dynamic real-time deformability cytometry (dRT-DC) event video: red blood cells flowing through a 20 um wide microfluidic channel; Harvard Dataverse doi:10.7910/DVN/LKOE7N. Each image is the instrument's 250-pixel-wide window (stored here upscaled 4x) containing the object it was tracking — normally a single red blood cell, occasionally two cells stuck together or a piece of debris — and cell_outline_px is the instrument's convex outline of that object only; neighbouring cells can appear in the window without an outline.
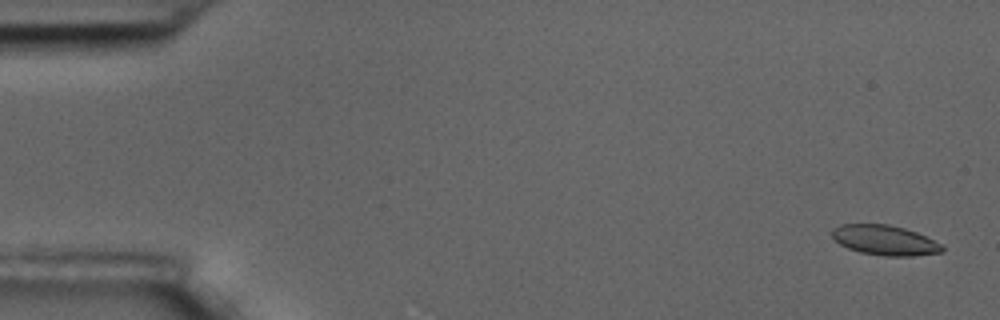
{"species": "common noctule bat (a hibernating species)", "species_latin": "Nyctalus noctula", "temperature_condition": "room temperature", "stored_images_in_passage": 9, "camera_frame_rate_fps": 3000, "um_per_image_px": 0.085, "animal": {"sex": "male", "body_mass_g": 17.5, "forearm_length_mm": 52.3}, "frame": {"image": 1, "passage_image": 1, "time_ms": 0.0, "image_size_px": [1000, 320], "cell_outline_px": [[944, 252], [912, 256], [884, 256], [860, 252], [848, 248], [840, 244], [832, 236], [832, 228], [840, 224], [888, 224], [904, 228], [916, 232], [944, 244]], "centroid_in_image_um": [75.24, 20.42], "position_along_channel_um": 9.8, "area_um2": 19.36}}
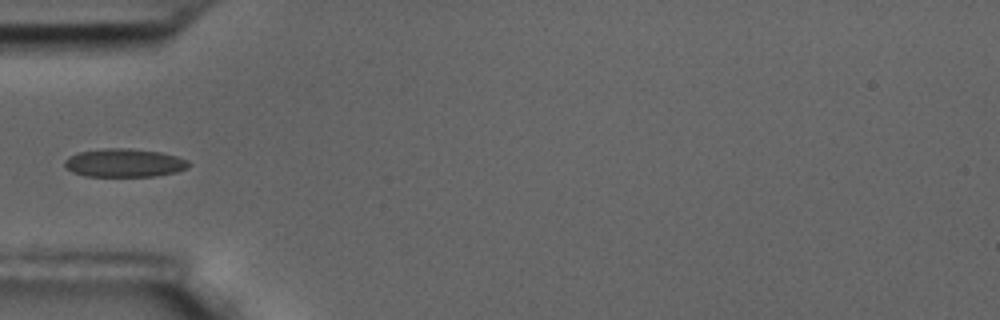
{"frame": {"image": 2, "passage_image": 6, "time_ms": 1.667, "image_size_px": [1000, 320], "cell_outline_px": [[192, 164], [188, 168], [176, 172], [156, 176], [84, 176], [72, 172], [64, 168], [64, 160], [68, 156], [76, 152], [104, 148], [128, 148], [160, 152], [176, 156], [188, 160]], "centroid_in_image_um": [10.54, 13.84], "position_along_channel_um": 74.5, "area_um2": 20.81}}
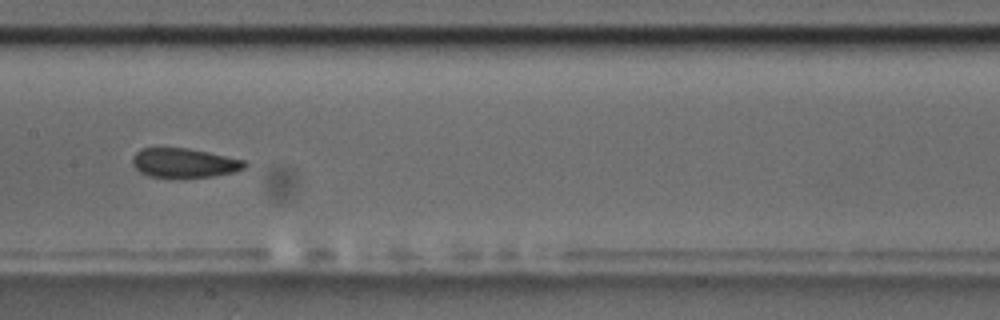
{"frame": {"image": 3, "passage_image": 9, "time_ms": 2.667, "image_size_px": [1000, 320], "cell_outline_px": [[248, 164], [244, 168], [232, 172], [212, 176], [184, 180], [180, 180], [148, 176], [140, 172], [132, 164], [132, 156], [140, 148], [188, 148], [208, 152], [244, 160]], "centroid_in_image_um": [15.61, 13.88], "position_along_channel_um": 191.8, "area_um2": 19.77}}